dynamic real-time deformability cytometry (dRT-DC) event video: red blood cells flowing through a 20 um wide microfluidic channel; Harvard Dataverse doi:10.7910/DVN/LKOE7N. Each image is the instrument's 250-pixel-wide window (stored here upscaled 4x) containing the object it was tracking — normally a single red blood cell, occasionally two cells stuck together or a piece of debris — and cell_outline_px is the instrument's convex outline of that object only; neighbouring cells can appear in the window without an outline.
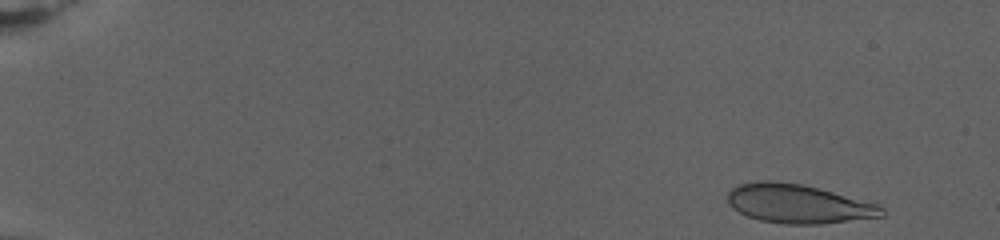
{"species": "human", "species_latin": "Homo sapiens", "temperature_condition": "warm", "stored_images_in_passage": 71, "camera_frame_rate_fps": 3000, "um_per_image_px": 0.085, "donor": {"sex": "female"}, "frame": {"image": 1, "passage_image": 2, "time_ms": 0.333, "image_size_px": [1000, 240], "cell_outline_px": [[884, 216], [820, 224], [784, 224], [760, 220], [748, 216], [732, 208], [728, 204], [728, 192], [736, 184], [768, 180], [800, 184], [832, 192], [876, 204], [884, 208]], "centroid_in_image_um": [67.81, 17.33], "position_along_channel_um": 17.2, "area_um2": 34.51}}
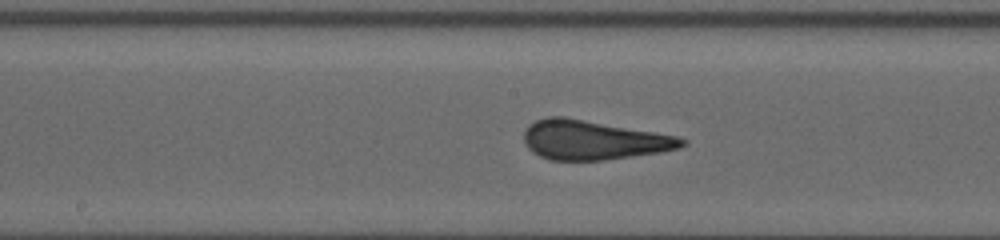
{"frame": {"image": 2, "passage_image": 38, "time_ms": 12.333, "image_size_px": [1000, 240], "cell_outline_px": [[688, 144], [680, 148], [660, 152], [604, 160], [548, 160], [532, 152], [524, 144], [524, 128], [528, 124], [536, 120], [548, 116], [564, 116], [680, 136], [688, 140]], "centroid_in_image_um": [50.44, 11.89], "position_along_channel_um": 197.8, "area_um2": 36.65}}
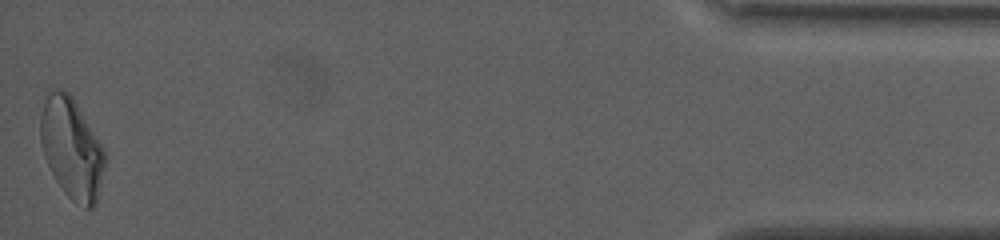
{"frame": {"image": 3, "passage_image": 71, "time_ms": 23.333, "image_size_px": [1000, 240], "cell_outline_px": [[104, 168], [96, 204], [92, 208], [84, 208], [72, 200], [64, 192], [56, 180], [44, 156], [40, 140], [40, 116], [44, 100], [48, 92], [56, 88], [64, 88], [72, 96], [104, 148]], "centroid_in_image_um": [6.07, 12.59], "position_along_channel_um": 429.1, "area_um2": 37.63}, "authors_computed_cell_mechanics": {"area_um2": 35.3158, "velocity_mm_per_s": 2.8151, "shape_relaxation_time_tau1_ms": 7.9358, "shape_relaxation_time_tau2_ms": null, "deformation_change_tau1": 0.2218, "deformation_change_tau2": null}}